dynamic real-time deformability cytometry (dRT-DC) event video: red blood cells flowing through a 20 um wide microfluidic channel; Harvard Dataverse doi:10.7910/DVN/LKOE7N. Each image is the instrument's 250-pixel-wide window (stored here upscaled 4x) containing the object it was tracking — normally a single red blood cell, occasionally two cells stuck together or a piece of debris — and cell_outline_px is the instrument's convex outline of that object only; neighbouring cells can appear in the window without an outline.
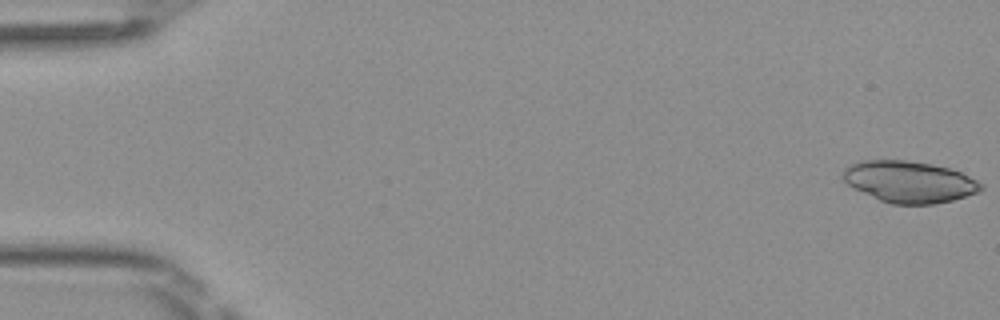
{"species": "Egyptian fruit bat (a non-hibernating species)", "species_latin": "Rousettus aegyptiacus", "temperature_condition": "room temperature", "stored_images_in_passage": 48, "camera_frame_rate_fps": 3000, "um_per_image_px": 0.085, "frame": {"image": 1, "passage_image": 1, "time_ms": 0.0, "image_size_px": [1000, 320], "cell_outline_px": [[984, 188], [976, 192], [952, 200], [932, 204], [892, 204], [880, 200], [848, 184], [844, 180], [844, 168], [848, 164], [860, 160], [904, 160], [932, 164], [948, 168], [960, 172], [984, 184]], "centroid_in_image_um": [77.28, 15.44], "position_along_channel_um": 7.7, "area_um2": 33.0}}
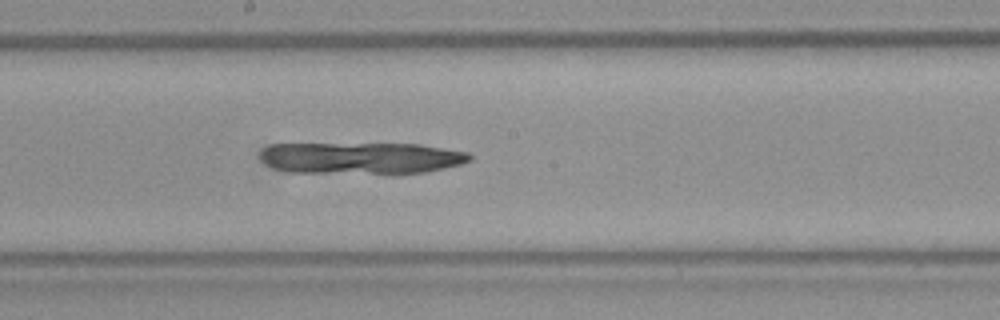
{"frame": {"image": 2, "passage_image": 27, "time_ms": 8.667, "image_size_px": [1000, 320], "cell_outline_px": [[472, 160], [460, 164], [444, 168], [424, 172], [292, 172], [272, 168], [264, 164], [260, 160], [260, 152], [264, 148], [272, 144], [420, 144], [468, 152], [472, 156]], "centroid_in_image_um": [30.67, 13.41], "position_along_channel_um": 217.5, "area_um2": 38.15}}